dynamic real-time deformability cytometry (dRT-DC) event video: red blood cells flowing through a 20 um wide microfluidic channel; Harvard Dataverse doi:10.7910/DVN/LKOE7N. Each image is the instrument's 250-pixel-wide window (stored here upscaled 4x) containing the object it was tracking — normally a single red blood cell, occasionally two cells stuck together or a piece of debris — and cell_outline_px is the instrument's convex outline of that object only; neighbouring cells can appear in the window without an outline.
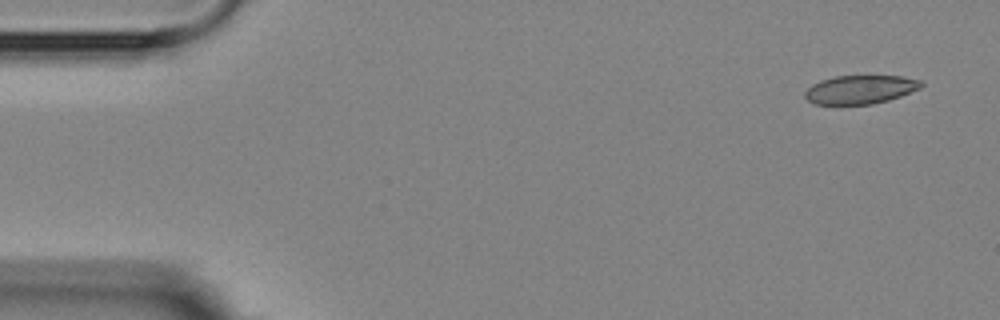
{"species": "Egyptian fruit bat (a non-hibernating species)", "species_latin": "Rousettus aegyptiacus", "temperature_condition": "room temperature", "stored_images_in_passage": 4, "camera_frame_rate_fps": 3000, "um_per_image_px": 0.085, "animal": {"sex": "female"}, "frame": {"image": 1, "passage_image": 1, "time_ms": 0.0, "image_size_px": [1000, 320], "cell_outline_px": [[924, 84], [920, 88], [900, 96], [888, 100], [872, 104], [812, 104], [804, 96], [804, 92], [812, 84], [820, 80], [836, 76], [904, 76], [920, 80]], "centroid_in_image_um": [73.11, 7.6], "position_along_channel_um": 11.9, "area_um2": 19.36}}
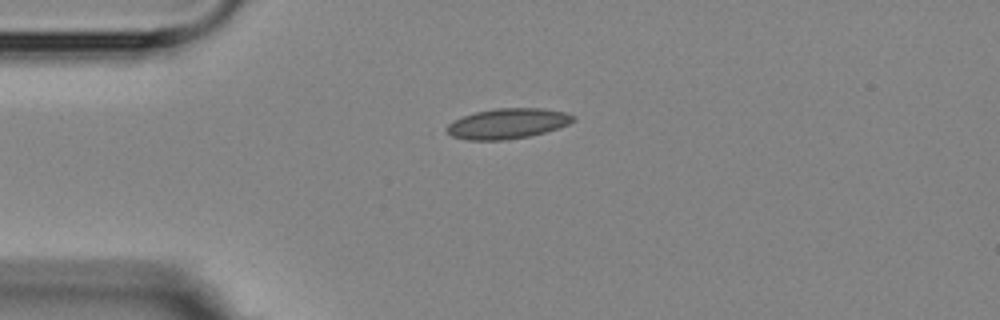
{"frame": {"image": 2, "passage_image": 4, "time_ms": 3.333, "image_size_px": [1000, 320], "cell_outline_px": [[576, 120], [568, 124], [544, 132], [528, 136], [508, 140], [468, 140], [452, 136], [444, 128], [452, 120], [476, 112], [496, 108], [544, 108], [564, 112], [576, 116]], "centroid_in_image_um": [43.13, 10.5], "position_along_channel_um": 41.9, "area_um2": 22.31}}